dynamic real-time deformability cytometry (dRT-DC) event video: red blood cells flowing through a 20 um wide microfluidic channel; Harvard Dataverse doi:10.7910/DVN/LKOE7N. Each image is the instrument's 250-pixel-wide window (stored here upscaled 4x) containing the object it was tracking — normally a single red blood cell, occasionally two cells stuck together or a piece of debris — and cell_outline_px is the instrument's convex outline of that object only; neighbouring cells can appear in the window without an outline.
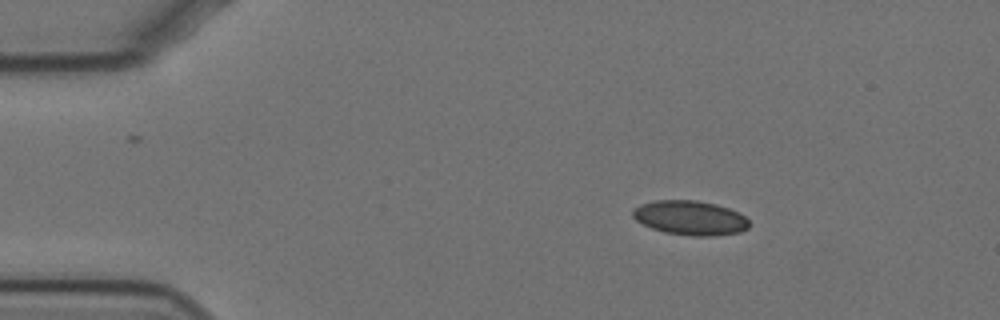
{"species": "Egyptian fruit bat (a non-hibernating species)", "species_latin": "Rousettus aegyptiacus", "temperature_condition": "cold", "stored_images_in_passage": 50, "camera_frame_rate_fps": 3000, "um_per_image_px": 0.085, "animal": {"sex": "female"}, "frame": {"image": 1, "passage_image": 1, "time_ms": 0.0, "image_size_px": [1000, 320], "cell_outline_px": [[752, 224], [748, 228], [740, 232], [712, 236], [692, 236], [664, 232], [652, 228], [636, 220], [632, 216], [632, 208], [640, 204], [656, 200], [696, 200], [716, 204], [740, 212]], "centroid_in_image_um": [58.68, 18.51], "position_along_channel_um": 26.3, "area_um2": 23.52}}
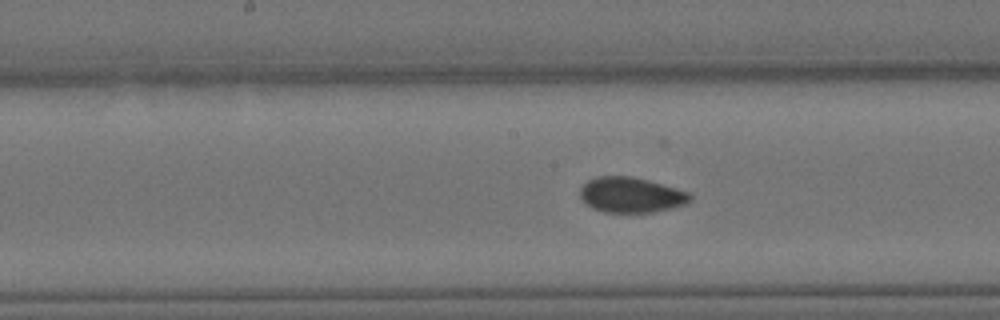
{"frame": {"image": 2, "passage_image": 21, "time_ms": 6.667, "image_size_px": [1000, 320], "cell_outline_px": [[692, 200], [684, 204], [672, 208], [652, 212], [604, 212], [592, 208], [584, 204], [580, 196], [580, 188], [588, 180], [596, 176], [632, 176], [648, 180], [676, 188], [688, 192], [692, 196]], "centroid_in_image_um": [53.61, 16.56], "position_along_channel_um": 194.6, "area_um2": 22.72}}
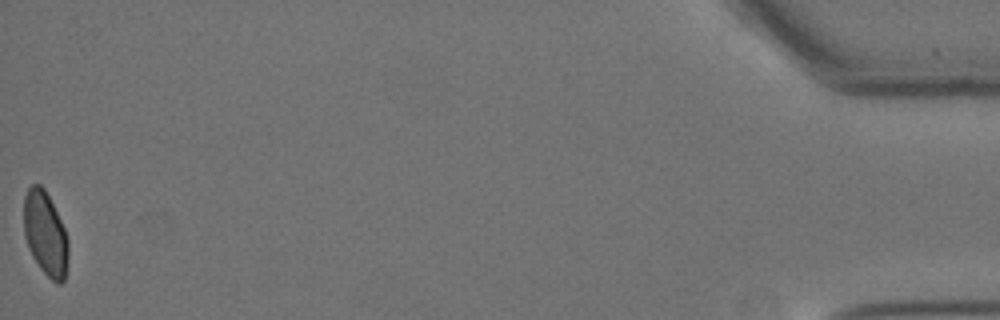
{"frame": {"image": 3, "passage_image": 50, "time_ms": 16.333, "image_size_px": [1000, 320], "cell_outline_px": [[68, 256], [64, 280], [60, 284], [56, 284], [40, 268], [32, 256], [28, 248], [24, 232], [24, 196], [28, 188], [32, 184], [40, 184], [44, 188], [64, 228], [68, 240]], "centroid_in_image_um": [3.84, 19.87], "position_along_channel_um": 431.4, "area_um2": 21.62}, "authors_computed_cell_mechanics": {"area_um2": 22.7443, "velocity_mm_per_s": 3.4667, "shape_relaxation_time_tau1_ms": 8.6968, "shape_relaxation_time_tau2_ms": 0.9897, "deformation_change_tau1": 0.127, "deformation_change_tau2": 0.0359}}